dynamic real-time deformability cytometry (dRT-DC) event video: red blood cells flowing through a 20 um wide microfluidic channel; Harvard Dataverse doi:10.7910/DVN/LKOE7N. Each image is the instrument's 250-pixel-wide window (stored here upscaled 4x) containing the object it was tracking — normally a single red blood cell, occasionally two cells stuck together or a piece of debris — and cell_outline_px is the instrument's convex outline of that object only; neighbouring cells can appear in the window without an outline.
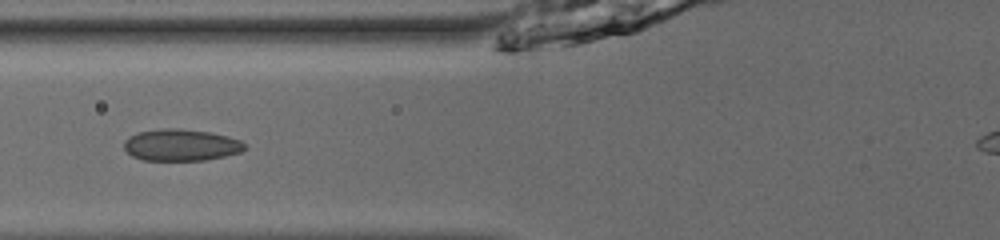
{"species": "common noctule bat (a hibernating species)", "species_latin": "Nyctalus noctula", "temperature_condition": "room temperature", "stored_images_in_passage": 15, "camera_frame_rate_fps": 3000, "um_per_image_px": 0.085, "animal": {"sex": "male", "body_mass_g": 13.0, "forearm_length_mm": 53.1}, "frame": {"image": 1, "passage_image": 5, "time_ms": 1.333, "image_size_px": [1000, 240], "cell_outline_px": [[244, 148], [240, 152], [224, 156], [204, 160], [144, 160], [132, 156], [124, 148], [124, 140], [136, 132], [164, 128], [180, 128], [212, 132], [228, 136], [240, 140], [244, 144]], "centroid_in_image_um": [15.36, 12.31], "position_along_channel_um": 110.4, "area_um2": 22.31}}